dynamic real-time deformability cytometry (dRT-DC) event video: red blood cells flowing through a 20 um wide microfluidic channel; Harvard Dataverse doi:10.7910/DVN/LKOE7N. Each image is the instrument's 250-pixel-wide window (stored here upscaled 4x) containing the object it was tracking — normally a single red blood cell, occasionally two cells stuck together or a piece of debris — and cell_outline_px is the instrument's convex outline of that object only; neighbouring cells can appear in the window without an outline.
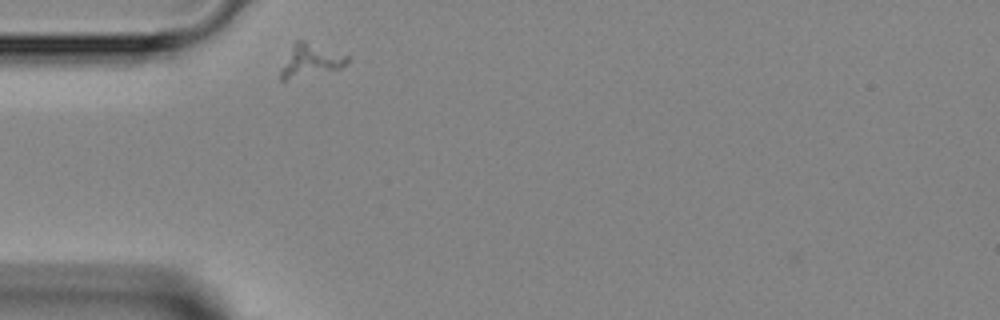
{"species": "Egyptian fruit bat (a non-hibernating species)", "species_latin": "Rousettus aegyptiacus", "temperature_condition": "room temperature", "stored_images_in_passage": 1, "camera_frame_rate_fps": 3000, "um_per_image_px": 0.085, "animal": {"sex": "female"}, "frame": {"image": 1, "passage_image": 1, "time_ms": 0.0, "image_size_px": [1000, 320], "cell_outline_px": [[352, 60], [348, 64], [340, 68], [284, 80], [280, 80], [280, 72], [292, 44], [296, 40], [304, 40], [352, 56]], "centroid_in_image_um": [26.47, 5.11], "position_along_channel_um": 58.5, "area_um2": 12.66}}